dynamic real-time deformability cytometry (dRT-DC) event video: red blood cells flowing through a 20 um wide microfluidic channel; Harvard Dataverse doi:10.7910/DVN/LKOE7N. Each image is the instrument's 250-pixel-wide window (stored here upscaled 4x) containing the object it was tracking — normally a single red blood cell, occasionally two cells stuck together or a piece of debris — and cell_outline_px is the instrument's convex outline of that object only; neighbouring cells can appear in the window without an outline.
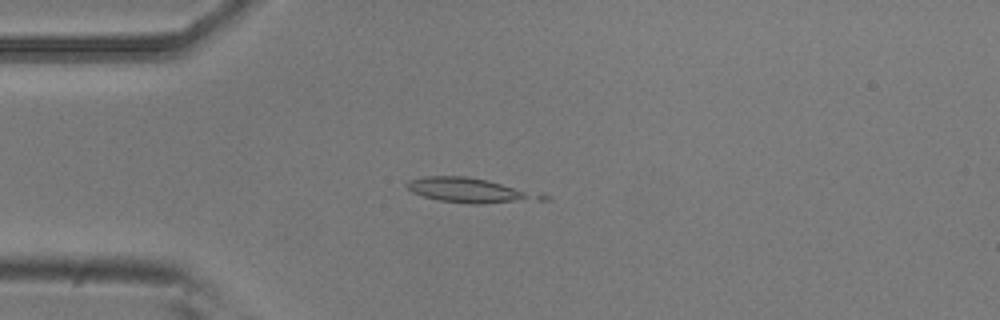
{"species": "common noctule bat (a hibernating species)", "species_latin": "Nyctalus noctula", "temperature_condition": "room temperature", "stored_images_in_passage": 15, "camera_frame_rate_fps": 3000, "um_per_image_px": 0.085, "animal": {"sex": "male", "body_mass_g": 20.5, "forearm_length_mm": 52.5}, "frame": {"image": 1, "passage_image": 14, "time_ms": 4.333, "image_size_px": [1000, 320], "cell_outline_px": [[552, 200], [480, 204], [468, 204], [440, 200], [424, 196], [412, 192], [404, 184], [408, 180], [424, 176], [464, 176], [488, 180], [544, 192], [552, 196]], "centroid_in_image_um": [40.15, 16.19], "position_along_channel_um": 44.8, "area_um2": 20.17}}